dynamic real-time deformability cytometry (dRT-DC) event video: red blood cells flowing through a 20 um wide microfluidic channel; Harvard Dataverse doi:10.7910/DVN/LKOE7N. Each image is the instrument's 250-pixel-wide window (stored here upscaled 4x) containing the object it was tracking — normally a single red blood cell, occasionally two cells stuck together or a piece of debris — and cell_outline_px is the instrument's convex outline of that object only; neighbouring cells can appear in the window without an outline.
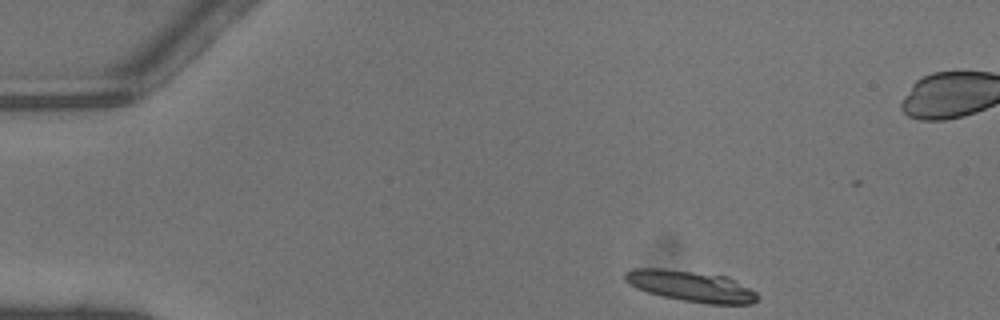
{"species": "common noctule bat (a hibernating species)", "species_latin": "Nyctalus noctula", "temperature_condition": "warm", "stored_images_in_passage": 32, "camera_frame_rate_fps": 3000, "um_per_image_px": 0.085, "animal": {"sex": "male", "body_mass_g": 13.3}, "frame": {"image": 1, "passage_image": 1, "time_ms": 0.0, "image_size_px": [1000, 320], "cell_outline_px": [[756, 300], [752, 304], [708, 304], [684, 300], [664, 296], [648, 292], [636, 288], [628, 284], [624, 280], [624, 272], [632, 268], [664, 268], [728, 276], [756, 292]], "centroid_in_image_um": [58.69, 24.31], "position_along_channel_um": 26.3, "area_um2": 23.81}}
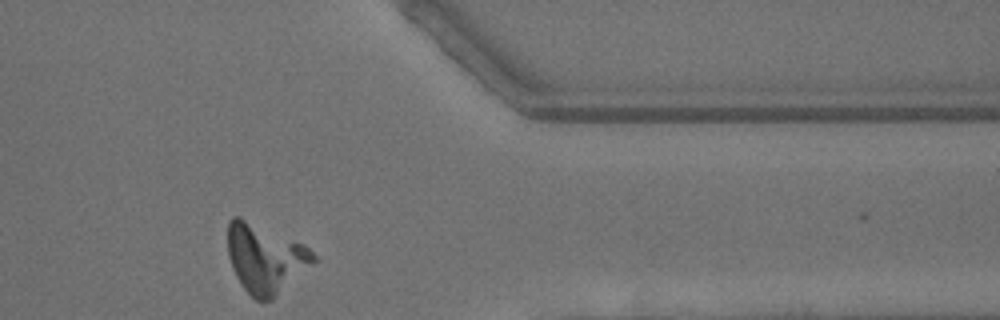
{"frame": {"image": 2, "passage_image": 32, "time_ms": 10.333, "image_size_px": [1000, 320], "cell_outline_px": [[316, 260], [272, 300], [260, 304], [240, 284], [232, 268], [228, 256], [228, 220], [232, 216], [240, 216], [304, 244], [316, 256]], "centroid_in_image_um": [22.51, 21.97], "position_along_channel_um": 388.9, "area_um2": 34.39}}